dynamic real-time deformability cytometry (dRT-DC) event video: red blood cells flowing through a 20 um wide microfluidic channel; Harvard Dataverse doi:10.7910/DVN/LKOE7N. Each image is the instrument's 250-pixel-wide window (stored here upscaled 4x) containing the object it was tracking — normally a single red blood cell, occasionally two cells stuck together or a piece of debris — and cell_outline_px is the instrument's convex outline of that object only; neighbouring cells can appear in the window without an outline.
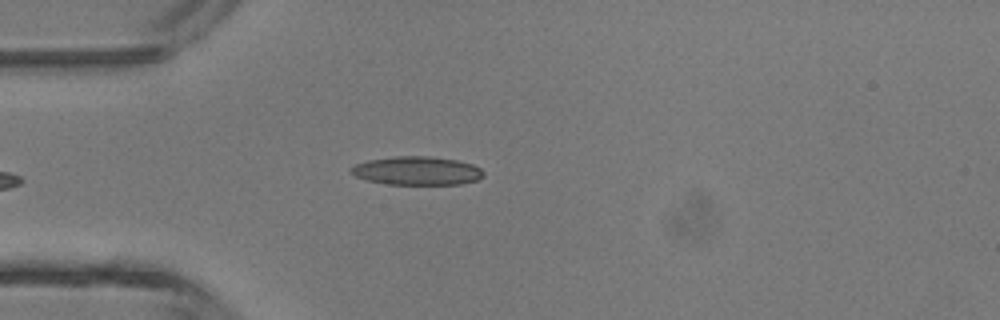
{"species": "common noctule bat (a hibernating species)", "species_latin": "Nyctalus noctula", "temperature_condition": "room temperature", "stored_images_in_passage": 4, "camera_frame_rate_fps": 3000, "um_per_image_px": 0.085, "animal": {"sex": "male", "body_mass_g": 13.3}, "frame": {"image": 1, "passage_image": 4, "time_ms": 3.333, "image_size_px": [1000, 320], "cell_outline_px": [[484, 176], [476, 180], [460, 184], [388, 184], [368, 180], [356, 176], [348, 172], [348, 168], [356, 164], [368, 160], [392, 156], [428, 156], [456, 160], [472, 164], [480, 168], [484, 172]], "centroid_in_image_um": [35.41, 14.51], "position_along_channel_um": 49.6, "area_um2": 22.02}}